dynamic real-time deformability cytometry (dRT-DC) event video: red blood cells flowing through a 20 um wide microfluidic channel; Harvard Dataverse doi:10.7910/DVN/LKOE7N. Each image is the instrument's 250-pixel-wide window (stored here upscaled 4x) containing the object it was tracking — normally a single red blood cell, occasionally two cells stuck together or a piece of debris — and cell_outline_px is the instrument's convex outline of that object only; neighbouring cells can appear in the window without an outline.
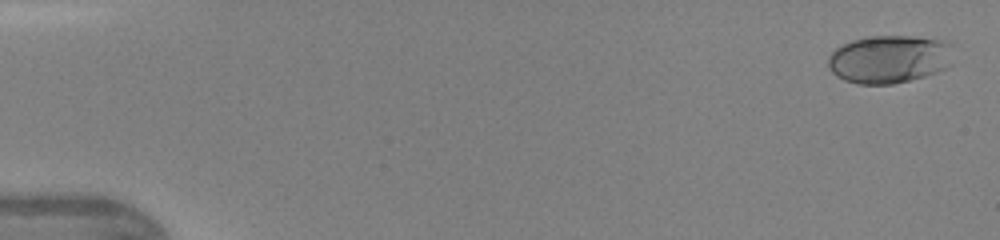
{"species": "human", "species_latin": "Homo sapiens", "temperature_condition": "warm", "stored_images_in_passage": 6, "camera_frame_rate_fps": 3000, "um_per_image_px": 0.085, "donor": {"sex": "female"}, "frame": {"image": 1, "passage_image": 1, "time_ms": 0.0, "image_size_px": [1000, 240], "cell_outline_px": [[952, 44], [944, 68], [936, 72], [924, 76], [892, 84], [856, 84], [844, 80], [836, 76], [828, 68], [828, 56], [836, 48], [852, 40], [868, 36], [912, 36], [948, 40]], "centroid_in_image_um": [75.51, 5.02], "position_along_channel_um": 9.5, "area_um2": 34.8}}
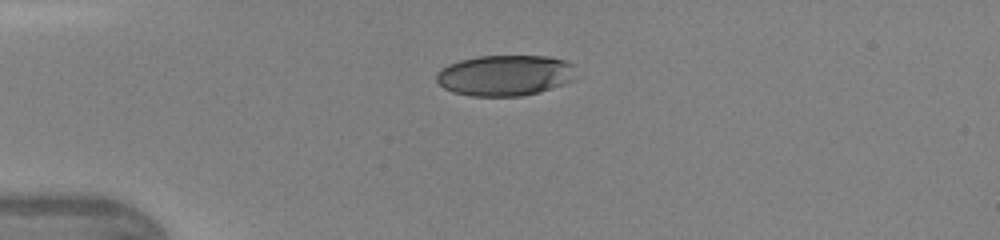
{"frame": {"image": 2, "passage_image": 5, "time_ms": 1.333, "image_size_px": [1000, 240], "cell_outline_px": [[580, 76], [564, 84], [540, 92], [520, 96], [472, 96], [452, 92], [444, 88], [436, 80], [436, 72], [448, 64], [460, 60], [480, 56], [548, 56], [564, 60], [572, 64]], "centroid_in_image_um": [42.96, 6.41], "position_along_channel_um": 42.0, "area_um2": 33.52}}